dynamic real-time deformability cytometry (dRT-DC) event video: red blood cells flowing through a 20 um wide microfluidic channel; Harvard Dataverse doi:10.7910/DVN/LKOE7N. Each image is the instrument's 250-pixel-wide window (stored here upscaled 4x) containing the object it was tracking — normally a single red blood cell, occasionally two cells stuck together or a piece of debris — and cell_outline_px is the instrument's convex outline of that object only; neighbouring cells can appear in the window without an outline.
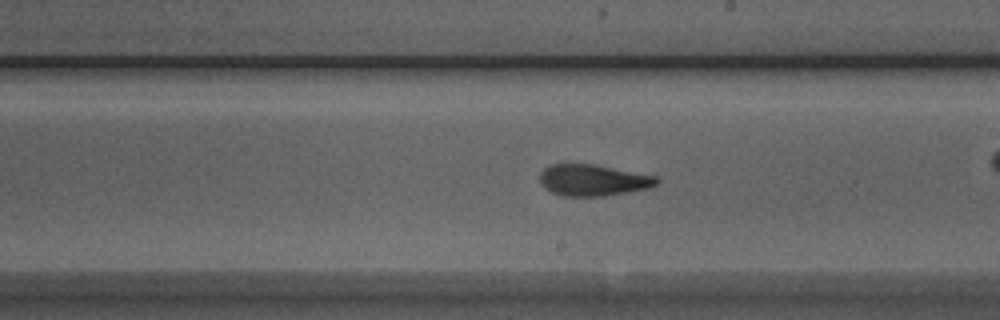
{"species": "Egyptian fruit bat (a non-hibernating species)", "species_latin": "Rousettus aegyptiacus", "temperature_condition": "room temperature", "stored_images_in_passage": 39, "camera_frame_rate_fps": 3000, "um_per_image_px": 0.085, "animal": {"sex": "male"}, "frame": {"image": 1, "passage_image": 27, "time_ms": 8.667, "image_size_px": [1000, 320], "cell_outline_px": [[660, 184], [652, 188], [604, 196], [560, 196], [544, 188], [540, 184], [540, 172], [544, 168], [552, 164], [596, 164], [660, 176]], "centroid_in_image_um": [50.48, 15.31], "position_along_channel_um": 238.5, "area_um2": 21.96}}
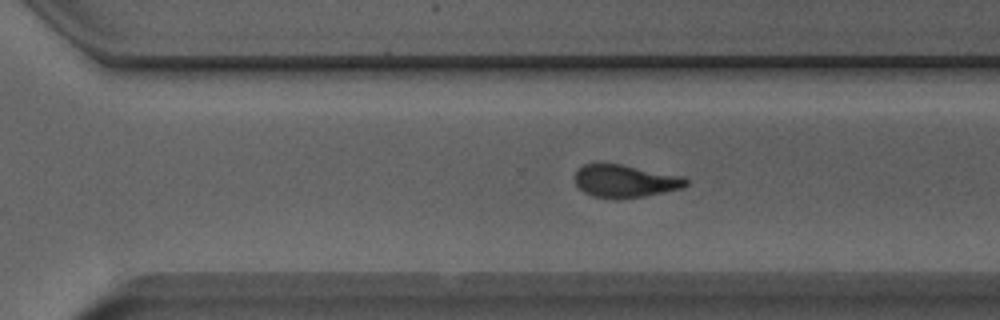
{"frame": {"image": 2, "passage_image": 33, "time_ms": 10.667, "image_size_px": [1000, 320], "cell_outline_px": [[688, 184], [684, 188], [644, 196], [592, 196], [584, 192], [576, 184], [572, 176], [584, 164], [620, 164], [684, 176], [688, 180]], "centroid_in_image_um": [53.16, 15.36], "position_along_channel_um": 317.4, "area_um2": 20.63}, "authors_computed_cell_mechanics": {"area_um2": 22.0796, "velocity_mm_per_s": 3.9627, "shape_relaxation_time_tau1_ms": 6.7911, "shape_relaxation_time_tau2_ms": 2.2567, "deformation_change_tau1": 0.1732, "deformation_change_tau2": 0.0817}}